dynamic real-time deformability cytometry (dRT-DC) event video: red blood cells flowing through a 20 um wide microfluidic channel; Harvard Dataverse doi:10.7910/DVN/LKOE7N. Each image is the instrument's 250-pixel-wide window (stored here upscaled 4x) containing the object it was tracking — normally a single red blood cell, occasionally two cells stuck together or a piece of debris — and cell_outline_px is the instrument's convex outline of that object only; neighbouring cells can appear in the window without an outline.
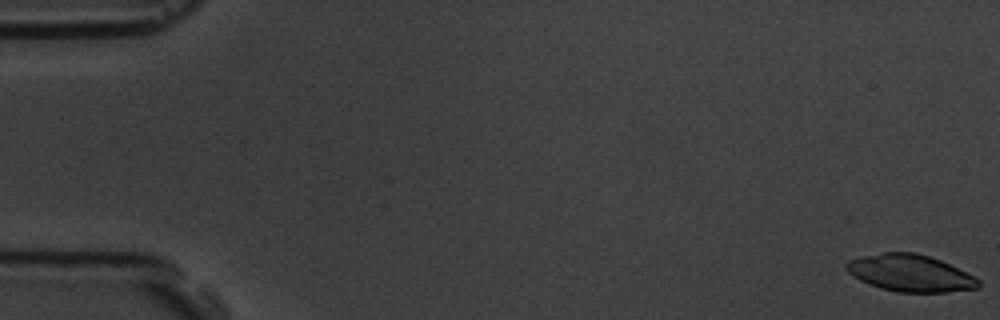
{"species": "common noctule bat (a hibernating species)", "species_latin": "Nyctalus noctula", "temperature_condition": "room temperature", "stored_images_in_passage": 59, "camera_frame_rate_fps": 3000, "um_per_image_px": 0.085, "animal": {"sex": "male", "body_mass_g": 19.5, "forearm_length_mm": 54.6}, "frame": {"image": 1, "passage_image": 1, "time_ms": 0.0, "image_size_px": [1000, 320], "cell_outline_px": [[980, 288], [948, 292], [896, 292], [880, 288], [868, 284], [860, 280], [848, 272], [844, 264], [848, 260], [860, 256], [884, 252], [916, 252], [940, 260], [980, 280]], "centroid_in_image_um": [77.33, 23.22], "position_along_channel_um": 7.7, "area_um2": 28.38}}
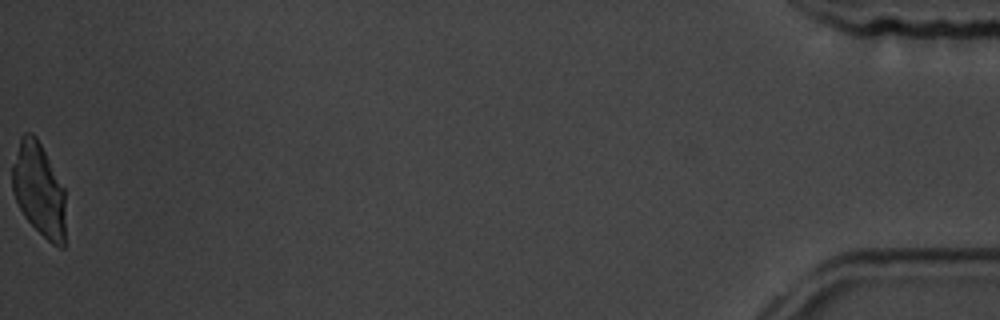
{"frame": {"image": 2, "passage_image": 59, "time_ms": 19.333, "image_size_px": [1000, 320], "cell_outline_px": [[68, 244], [64, 248], [60, 248], [52, 244], [24, 216], [12, 192], [12, 164], [20, 136], [24, 132], [32, 132], [36, 136], [64, 188]], "centroid_in_image_um": [3.35, 16.18], "position_along_channel_um": 431.9, "area_um2": 29.65}}